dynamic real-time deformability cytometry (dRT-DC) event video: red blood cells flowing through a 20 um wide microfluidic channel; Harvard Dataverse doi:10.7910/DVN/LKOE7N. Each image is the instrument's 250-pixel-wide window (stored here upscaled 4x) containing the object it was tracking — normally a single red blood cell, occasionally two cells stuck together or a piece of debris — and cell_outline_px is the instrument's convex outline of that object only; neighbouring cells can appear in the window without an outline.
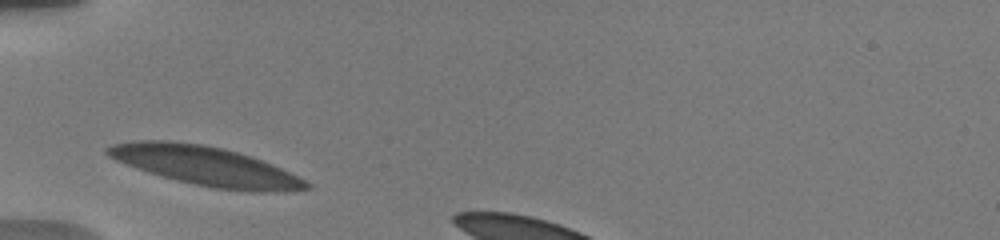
{"species": "human", "species_latin": "Homo sapiens", "temperature_condition": "warm", "stored_images_in_passage": 3, "segment_of_instrument_passage": [1, 2], "camera_frame_rate_fps": 3000, "um_per_image_px": 0.085, "donor": {"sex": "male"}, "frame": {"image": 1, "passage_image": 1, "time_ms": 0.0, "image_size_px": [1000, 240], "cell_outline_px": [[312, 188], [284, 192], [260, 192], [216, 188], [176, 180], [148, 172], [136, 168], [116, 160], [108, 156], [104, 152], [104, 148], [112, 144], [132, 140], [168, 140], [204, 144], [224, 148], [252, 156], [272, 164], [312, 184]], "centroid_in_image_um": [17.45, 14.09], "position_along_channel_um": 67.5, "area_um2": 45.37}}